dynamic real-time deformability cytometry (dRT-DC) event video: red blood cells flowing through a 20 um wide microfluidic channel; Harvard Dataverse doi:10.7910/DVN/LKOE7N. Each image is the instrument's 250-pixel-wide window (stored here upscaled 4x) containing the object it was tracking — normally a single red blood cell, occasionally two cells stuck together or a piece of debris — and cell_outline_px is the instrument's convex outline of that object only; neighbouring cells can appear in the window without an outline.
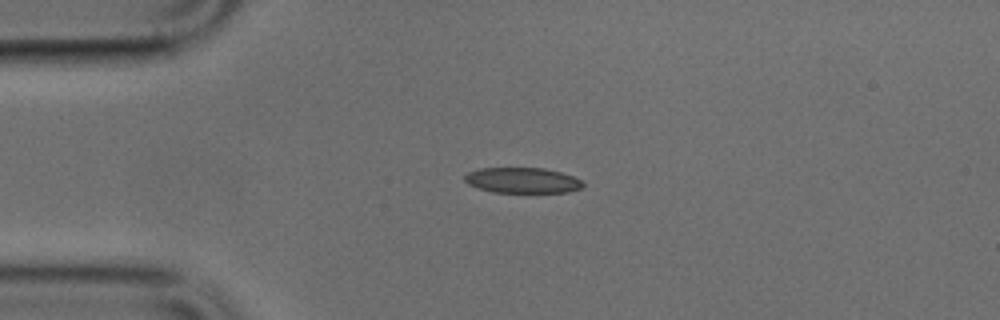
{"species": "common noctule bat (a hibernating species)", "species_latin": "Nyctalus noctula", "temperature_condition": "cold", "stored_images_in_passage": 28, "camera_frame_rate_fps": 3000, "um_per_image_px": 0.085, "animal": {"sex": "male", "body_mass_g": 17.9, "forearm_length_mm": 54.2}, "frame": {"image": 1, "passage_image": 1, "time_ms": 0.0, "image_size_px": [1000, 320], "cell_outline_px": [[584, 184], [580, 188], [568, 192], [492, 192], [476, 188], [468, 184], [464, 180], [464, 176], [468, 172], [480, 168], [544, 168], [560, 172], [572, 176], [580, 180]], "centroid_in_image_um": [44.35, 15.33], "position_along_channel_um": 40.6, "area_um2": 17.51}}
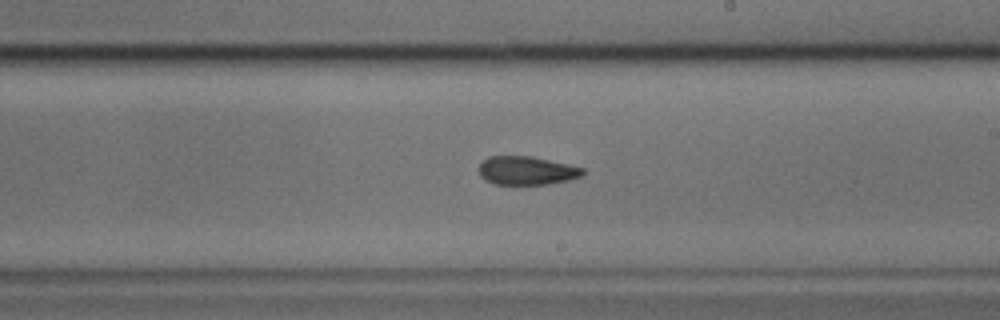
{"frame": {"image": 2, "passage_image": 18, "time_ms": 5.667, "image_size_px": [1000, 320], "cell_outline_px": [[584, 176], [568, 180], [548, 184], [496, 184], [484, 180], [480, 176], [480, 164], [488, 156], [532, 156], [568, 164], [584, 168]], "centroid_in_image_um": [44.79, 14.5], "position_along_channel_um": 244.2, "area_um2": 17.28}}
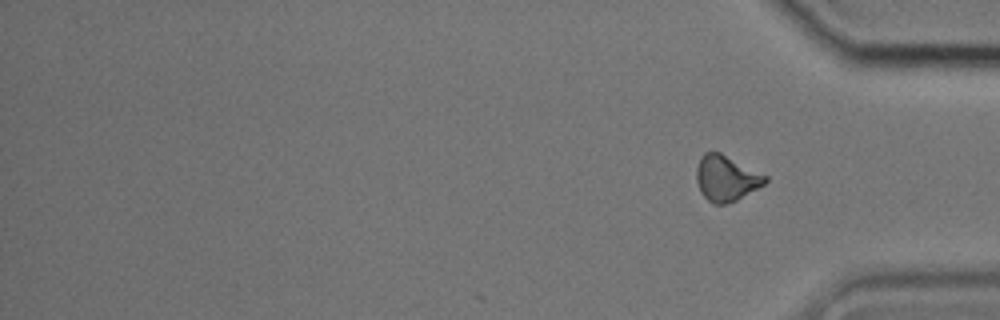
{"frame": {"image": 3, "passage_image": 28, "time_ms": 9.0, "image_size_px": [1000, 320], "cell_outline_px": [[768, 180], [764, 184], [736, 200], [724, 204], [712, 204], [700, 192], [696, 180], [696, 168], [700, 156], [704, 152], [720, 152], [768, 176]], "centroid_in_image_um": [61.7, 15.14], "position_along_channel_um": 373.5, "area_um2": 18.26}}